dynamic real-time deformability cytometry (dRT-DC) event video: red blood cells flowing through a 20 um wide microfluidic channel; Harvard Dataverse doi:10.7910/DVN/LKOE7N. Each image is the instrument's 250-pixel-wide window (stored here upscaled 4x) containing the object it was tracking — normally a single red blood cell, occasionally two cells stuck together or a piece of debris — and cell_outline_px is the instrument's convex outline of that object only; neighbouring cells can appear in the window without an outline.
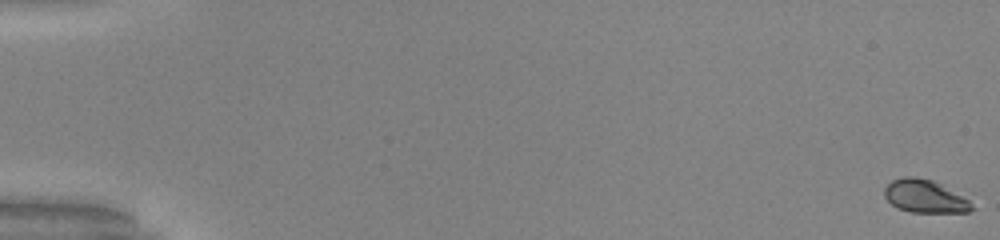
{"species": "common noctule bat (a hibernating species)", "species_latin": "Nyctalus noctula", "temperature_condition": "warm", "stored_images_in_passage": 54, "camera_frame_rate_fps": 3000, "um_per_image_px": 0.085, "animal": {"sex": "male", "body_mass_g": 20.0, "forearm_length_mm": 53.3}, "frame": {"image": 1, "passage_image": 1, "time_ms": 0.0, "image_size_px": [1000, 240], "cell_outline_px": [[976, 208], [968, 212], [912, 212], [896, 208], [884, 196], [884, 188], [892, 180], [904, 176], [916, 176], [932, 180], [940, 184], [968, 200]], "centroid_in_image_um": [78.58, 16.69], "position_along_channel_um": 6.4, "area_um2": 16.65}}
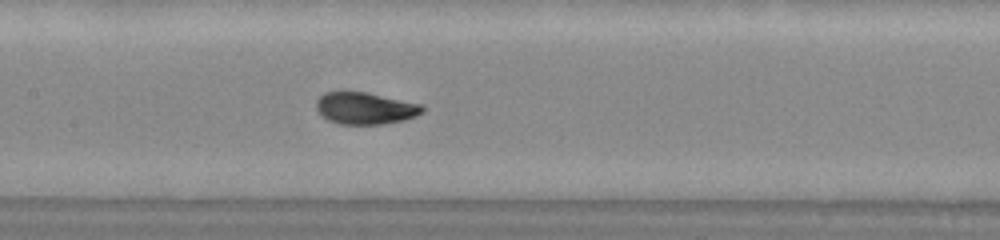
{"frame": {"image": 2, "passage_image": 28, "time_ms": 9.0, "image_size_px": [1000, 240], "cell_outline_px": [[424, 112], [416, 116], [404, 120], [384, 124], [340, 124], [328, 120], [316, 108], [316, 100], [324, 92], [364, 92], [420, 104], [424, 108]], "centroid_in_image_um": [31.04, 9.21], "position_along_channel_um": 176.4, "area_um2": 19.48}}
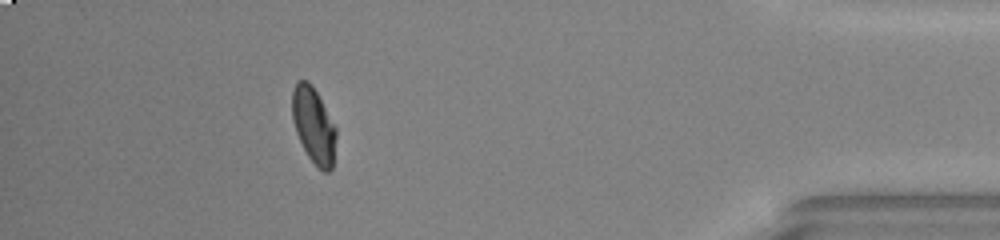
{"frame": {"image": 3, "passage_image": 49, "time_ms": 16.0, "image_size_px": [1000, 240], "cell_outline_px": [[336, 136], [332, 168], [328, 172], [324, 172], [316, 168], [308, 156], [296, 132], [292, 120], [292, 92], [296, 84], [300, 80], [308, 80], [312, 84], [336, 128]], "centroid_in_image_um": [26.65, 10.68], "position_along_channel_um": 408.5, "area_um2": 19.31}, "authors_computed_cell_mechanics": {"area_um2": 19.4208, "velocity_mm_per_s": 3.9811, "shape_relaxation_time_tau1_ms": 3.2867, "shape_relaxation_time_tau2_ms": null, "deformation_change_tau1": 0.1606, "deformation_change_tau2": null}}